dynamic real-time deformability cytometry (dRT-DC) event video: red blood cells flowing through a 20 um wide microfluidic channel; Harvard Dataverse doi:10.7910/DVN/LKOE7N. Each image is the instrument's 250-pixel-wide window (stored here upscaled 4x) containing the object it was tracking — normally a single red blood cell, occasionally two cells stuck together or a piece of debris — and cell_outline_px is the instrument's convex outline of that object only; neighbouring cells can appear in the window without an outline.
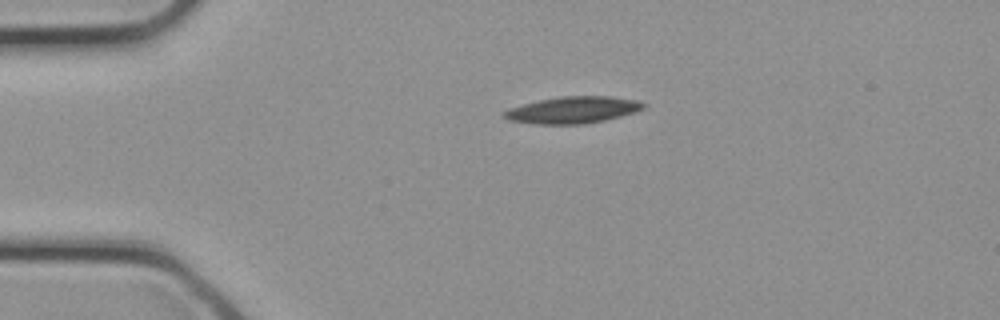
{"species": "common noctule bat (a hibernating species)", "species_latin": "Nyctalus noctula", "temperature_condition": "cold", "stored_images_in_passage": 26, "camera_frame_rate_fps": 3000, "um_per_image_px": 0.085, "animal": {"sex": "female", "body_mass_g": 21.9}, "frame": {"image": 1, "passage_image": 1, "time_ms": 0.0, "image_size_px": [1000, 320], "cell_outline_px": [[648, 104], [644, 108], [636, 112], [604, 120], [584, 124], [536, 124], [508, 120], [500, 112], [508, 108], [540, 100], [560, 96], [612, 96], [636, 100]], "centroid_in_image_um": [48.69, 9.34], "position_along_channel_um": 36.3, "area_um2": 21.79}}
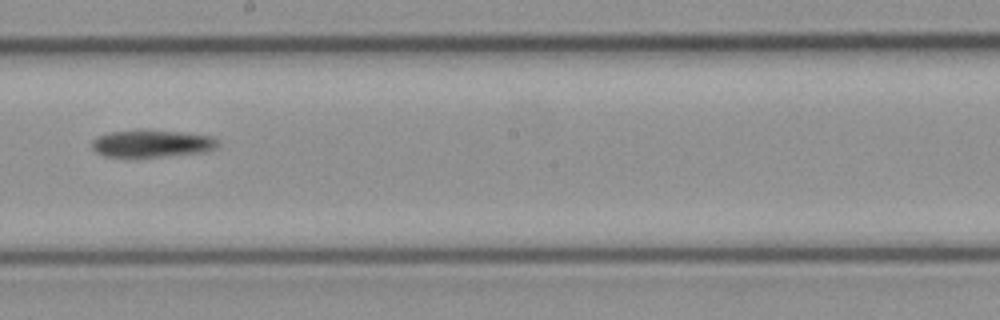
{"frame": {"image": 2, "passage_image": 12, "time_ms": 3.667, "image_size_px": [1000, 320], "cell_outline_px": [[220, 144], [216, 148], [208, 152], [164, 156], [104, 156], [96, 152], [92, 148], [92, 140], [96, 136], [108, 132], [140, 128], [144, 128], [184, 132], [212, 136]], "centroid_in_image_um": [12.92, 12.16], "position_along_channel_um": 235.3, "area_um2": 20.58}}
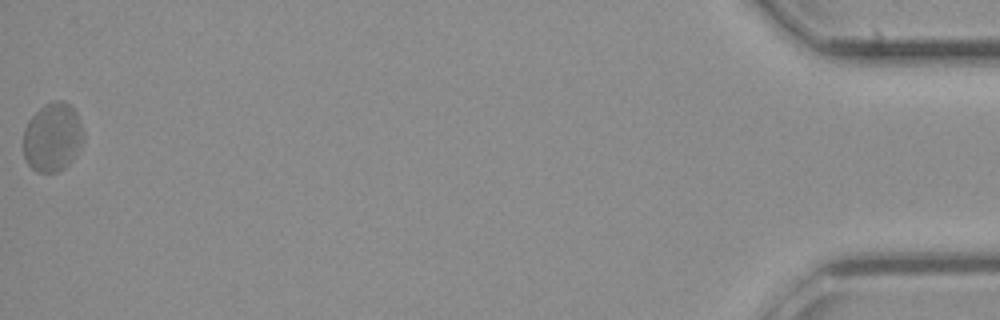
{"frame": {"image": 3, "passage_image": 26, "time_ms": 8.333, "image_size_px": [1000, 320], "cell_outline_px": [[84, 140], [68, 164], [60, 172], [36, 172], [28, 164], [24, 156], [24, 128], [28, 120], [44, 104], [52, 100], [64, 100], [76, 112], [84, 132]], "centroid_in_image_um": [4.46, 11.65], "position_along_channel_um": 430.7, "area_um2": 24.1}}